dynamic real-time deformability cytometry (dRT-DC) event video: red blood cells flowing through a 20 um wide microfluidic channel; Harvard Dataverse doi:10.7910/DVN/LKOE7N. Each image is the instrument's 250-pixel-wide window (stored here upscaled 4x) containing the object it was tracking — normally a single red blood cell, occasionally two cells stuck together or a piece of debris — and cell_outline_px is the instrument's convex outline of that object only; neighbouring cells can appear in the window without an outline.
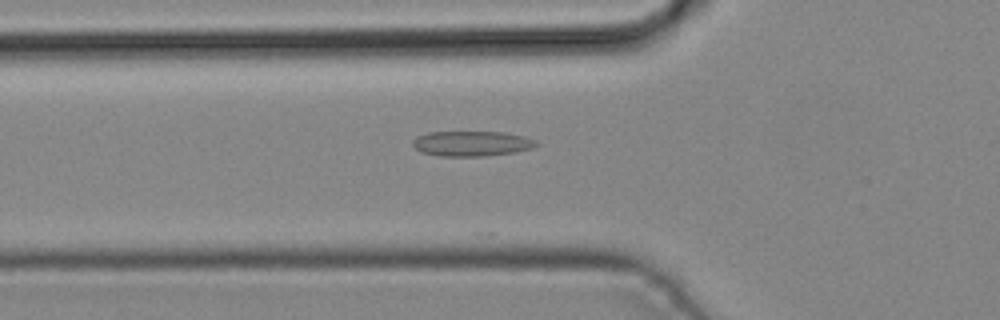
{"species": "common noctule bat (a hibernating species)", "species_latin": "Nyctalus noctula", "temperature_condition": "cold", "stored_images_in_passage": 4, "camera_frame_rate_fps": 3000, "um_per_image_px": 0.085, "animal": {"sex": "male", "body_mass_g": 19.2, "forearm_length_mm": 51.8}, "frame": {"image": 1, "passage_image": 4, "time_ms": 1.0, "image_size_px": [1000, 320], "cell_outline_px": [[540, 144], [532, 148], [516, 152], [484, 156], [440, 156], [420, 152], [412, 144], [412, 140], [416, 136], [428, 132], [504, 132], [524, 136], [536, 140]], "centroid_in_image_um": [40.1, 12.2], "position_along_channel_um": 85.7, "area_um2": 18.26}}